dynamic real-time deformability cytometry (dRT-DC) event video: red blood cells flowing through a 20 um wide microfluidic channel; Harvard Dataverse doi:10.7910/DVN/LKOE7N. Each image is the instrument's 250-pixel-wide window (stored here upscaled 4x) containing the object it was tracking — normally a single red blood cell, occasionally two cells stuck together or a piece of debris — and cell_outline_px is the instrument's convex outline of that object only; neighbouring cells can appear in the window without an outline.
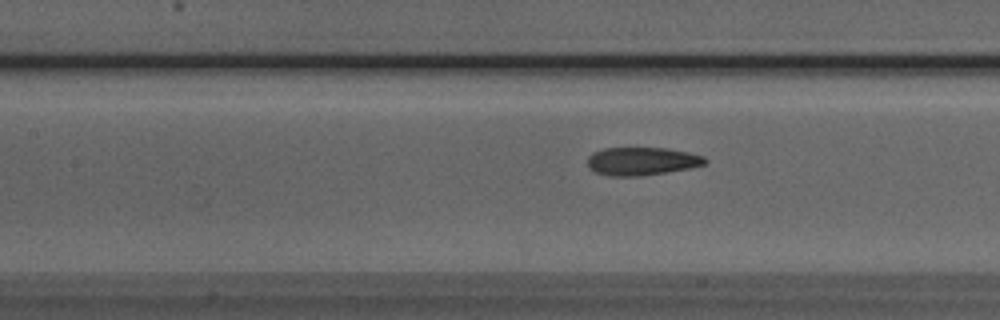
{"species": "Egyptian fruit bat (a non-hibernating species)", "species_latin": "Rousettus aegyptiacus", "temperature_condition": "room temperature", "stored_images_in_passage": 8, "camera_frame_rate_fps": 3000, "um_per_image_px": 0.085, "animal": {"sex": "male"}, "frame": {"image": 1, "passage_image": 8, "time_ms": 2.333, "image_size_px": [1000, 320], "cell_outline_px": [[708, 160], [704, 164], [688, 168], [640, 176], [608, 176], [596, 172], [588, 168], [588, 156], [592, 152], [604, 148], [668, 148], [688, 152], [704, 156]], "centroid_in_image_um": [54.52, 13.69], "position_along_channel_um": 152.9, "area_um2": 19.19}}